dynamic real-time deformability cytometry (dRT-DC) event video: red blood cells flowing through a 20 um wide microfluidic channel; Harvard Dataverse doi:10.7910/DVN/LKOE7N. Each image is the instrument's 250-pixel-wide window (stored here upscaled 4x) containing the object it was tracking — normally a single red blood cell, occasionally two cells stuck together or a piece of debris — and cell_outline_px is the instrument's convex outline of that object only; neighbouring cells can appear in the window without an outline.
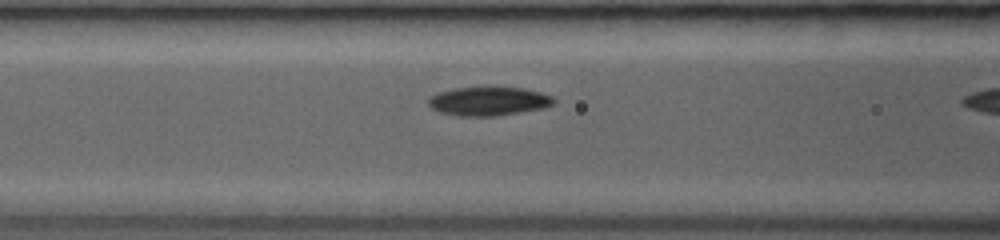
{"species": "common noctule bat (a hibernating species)", "species_latin": "Nyctalus noctula", "temperature_condition": "room temperature", "stored_images_in_passage": 11, "camera_frame_rate_fps": 3000, "um_per_image_px": 0.085, "animal": {"sex": "female", "body_mass_g": 19.0, "forearm_length_mm": 53.3}, "frame": {"image": 1, "passage_image": 9, "time_ms": 2.0, "image_size_px": [1000, 240], "cell_outline_px": [[556, 104], [544, 108], [496, 116], [456, 116], [440, 112], [432, 108], [428, 104], [428, 100], [432, 96], [440, 92], [456, 88], [524, 88], [540, 92], [552, 96], [556, 100]], "centroid_in_image_um": [41.57, 8.62], "position_along_channel_um": 125.0, "area_um2": 20.87}}